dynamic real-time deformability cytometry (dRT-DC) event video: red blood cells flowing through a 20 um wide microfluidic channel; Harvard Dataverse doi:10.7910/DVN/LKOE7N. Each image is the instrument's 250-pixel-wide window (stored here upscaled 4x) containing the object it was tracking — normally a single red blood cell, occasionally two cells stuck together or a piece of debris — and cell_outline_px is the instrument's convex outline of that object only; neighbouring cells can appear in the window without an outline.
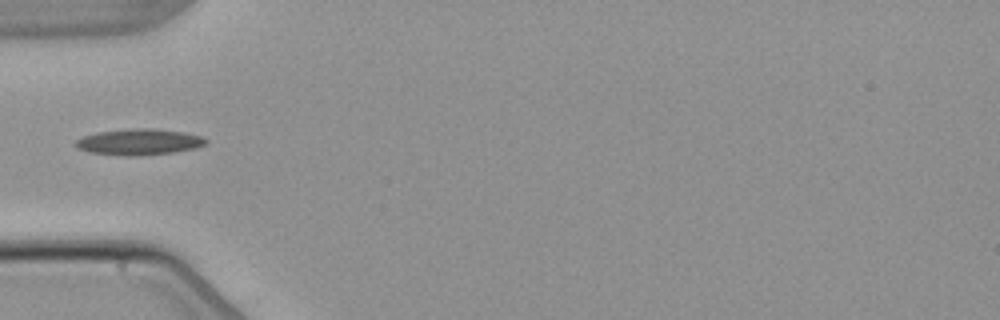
{"species": "common noctule bat (a hibernating species)", "species_latin": "Nyctalus noctula", "temperature_condition": "warm", "stored_images_in_passage": 2, "camera_frame_rate_fps": 3000, "um_per_image_px": 0.085, "animal": {"sex": "male", "body_mass_g": 21.5, "forearm_length_mm": 52.0}, "frame": {"image": 1, "passage_image": 2, "time_ms": 2.333, "image_size_px": [1000, 320], "cell_outline_px": [[208, 140], [204, 144], [192, 148], [172, 152], [132, 156], [128, 156], [88, 152], [76, 148], [76, 140], [84, 136], [100, 132], [140, 128], [152, 128], [184, 132], [200, 136]], "centroid_in_image_um": [11.79, 12.06], "position_along_channel_um": 73.2, "area_um2": 19.31}}